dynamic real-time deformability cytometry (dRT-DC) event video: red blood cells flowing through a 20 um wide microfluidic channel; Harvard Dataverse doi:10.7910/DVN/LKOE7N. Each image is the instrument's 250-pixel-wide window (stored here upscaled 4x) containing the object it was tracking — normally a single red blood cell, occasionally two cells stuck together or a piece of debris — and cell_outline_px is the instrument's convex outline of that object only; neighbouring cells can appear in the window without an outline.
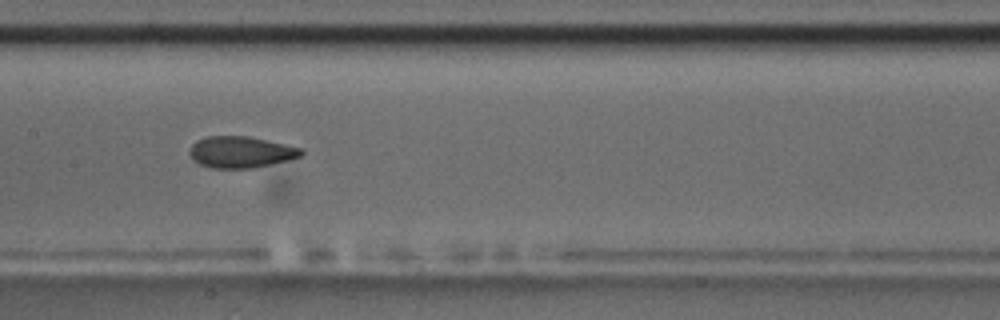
{"species": "common noctule bat (a hibernating species)", "species_latin": "Nyctalus noctula", "temperature_condition": "room temperature", "stored_images_in_passage": 11, "camera_frame_rate_fps": 3000, "um_per_image_px": 0.085, "animal": {"sex": "male", "body_mass_g": 17.5, "forearm_length_mm": 52.3}, "frame": {"image": 1, "passage_image": 8, "time_ms": 8.667, "image_size_px": [1000, 320], "cell_outline_px": [[304, 152], [300, 156], [288, 160], [252, 168], [212, 168], [200, 164], [192, 160], [188, 152], [192, 144], [196, 140], [204, 136], [248, 136], [304, 148]], "centroid_in_image_um": [20.44, 12.92], "position_along_channel_um": 187.0, "area_um2": 20.58}}